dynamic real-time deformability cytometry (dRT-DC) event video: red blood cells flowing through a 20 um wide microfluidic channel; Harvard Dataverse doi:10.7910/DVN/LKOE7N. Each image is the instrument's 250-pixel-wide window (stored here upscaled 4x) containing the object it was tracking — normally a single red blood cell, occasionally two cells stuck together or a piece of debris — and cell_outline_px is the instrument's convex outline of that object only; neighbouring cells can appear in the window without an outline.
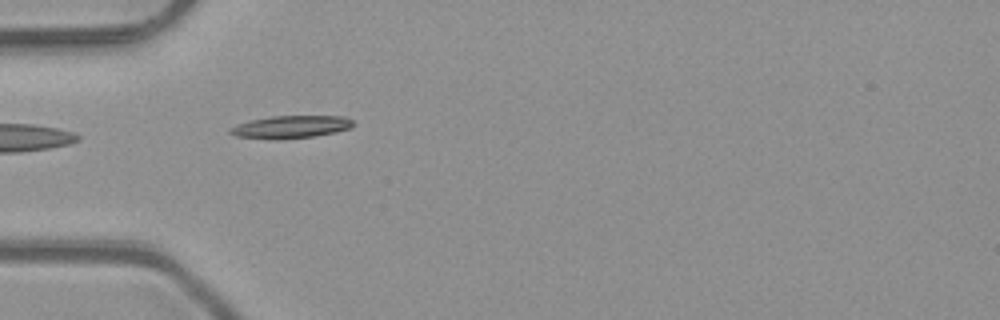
{"species": "common noctule bat (a hibernating species)", "species_latin": "Nyctalus noctula", "temperature_condition": "room temperature", "stored_images_in_passage": 33, "camera_frame_rate_fps": 3000, "um_per_image_px": 0.085, "animal": {"sex": "male", "body_mass_g": 23.1, "forearm_length_mm": 52.7}, "frame": {"image": 1, "passage_image": 1, "time_ms": 0.0, "image_size_px": [1000, 320], "cell_outline_px": [[352, 128], [312, 136], [276, 140], [236, 136], [228, 132], [228, 128], [252, 120], [272, 116], [344, 116], [352, 120]], "centroid_in_image_um": [24.69, 10.79], "position_along_channel_um": 60.3, "area_um2": 15.95}}
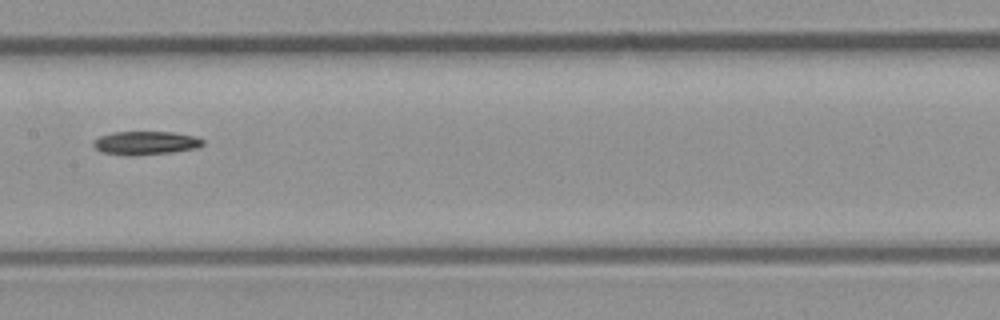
{"frame": {"image": 2, "passage_image": 11, "time_ms": 3.333, "image_size_px": [1000, 320], "cell_outline_px": [[204, 144], [196, 148], [172, 152], [128, 156], [124, 156], [104, 152], [96, 148], [92, 144], [100, 136], [112, 132], [172, 132], [196, 136], [204, 140]], "centroid_in_image_um": [12.4, 12.15], "position_along_channel_um": 195.0, "area_um2": 14.91}}
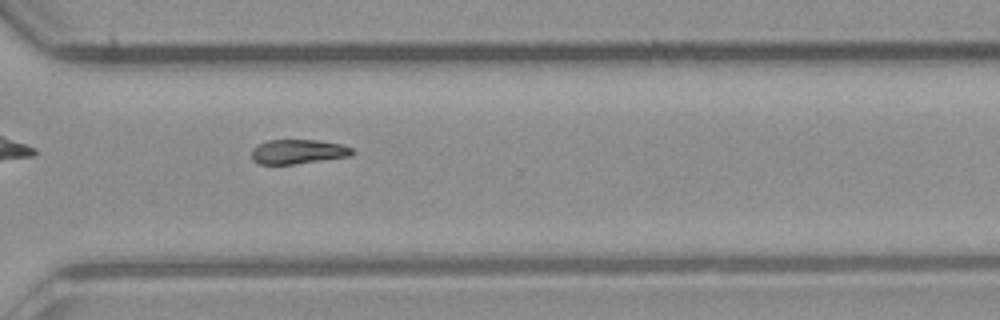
{"frame": {"image": 3, "passage_image": 22, "time_ms": 7.0, "image_size_px": [1000, 320], "cell_outline_px": [[352, 156], [296, 164], [260, 164], [252, 160], [252, 148], [256, 144], [268, 140], [316, 140], [340, 144], [352, 148]], "centroid_in_image_um": [25.3, 12.89], "position_along_channel_um": 345.3, "area_um2": 14.39}, "authors_computed_cell_mechanics": {"area_um2": 14.7968, "velocity_mm_per_s": 4.1124, "shape_relaxation_time_tau1_ms": 4.3218, "shape_relaxation_time_tau2_ms": null, "deformation_change_tau1": 0.131, "deformation_change_tau2": null}}